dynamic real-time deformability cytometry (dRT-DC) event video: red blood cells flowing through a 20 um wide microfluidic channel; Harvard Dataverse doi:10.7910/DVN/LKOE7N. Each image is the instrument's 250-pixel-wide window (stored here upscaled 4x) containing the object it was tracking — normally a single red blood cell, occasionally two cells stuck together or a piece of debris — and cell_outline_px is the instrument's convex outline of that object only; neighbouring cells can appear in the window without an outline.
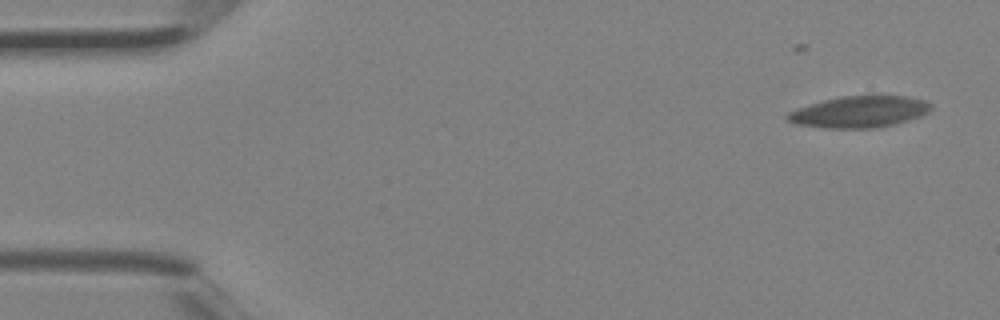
{"species": "Egyptian fruit bat (a non-hibernating species)", "species_latin": "Rousettus aegyptiacus", "temperature_condition": "room temperature", "stored_images_in_passage": 6, "camera_frame_rate_fps": 3000, "um_per_image_px": 0.085, "animal": {"sex": "female"}, "frame": {"image": 1, "passage_image": 2, "time_ms": 0.333, "image_size_px": [1000, 320], "cell_outline_px": [[932, 108], [928, 112], [920, 116], [892, 124], [876, 128], [828, 128], [796, 124], [784, 120], [784, 116], [788, 112], [824, 100], [840, 96], [904, 96], [928, 100], [932, 104]], "centroid_in_image_um": [73.04, 9.5], "position_along_channel_um": 12.0, "area_um2": 26.18}}